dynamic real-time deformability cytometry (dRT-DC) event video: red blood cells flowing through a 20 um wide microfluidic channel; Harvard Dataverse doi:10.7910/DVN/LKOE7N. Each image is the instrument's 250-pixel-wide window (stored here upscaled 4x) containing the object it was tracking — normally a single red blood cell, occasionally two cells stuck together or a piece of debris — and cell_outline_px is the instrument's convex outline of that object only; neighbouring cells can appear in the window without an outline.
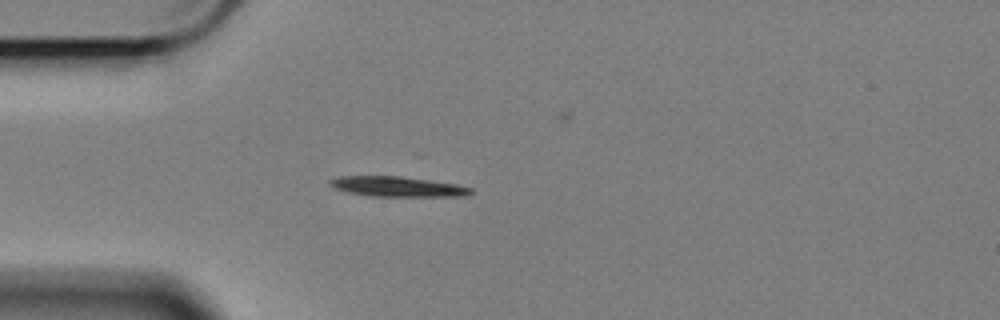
{"species": "Egyptian fruit bat (a non-hibernating species)", "species_latin": "Rousettus aegyptiacus", "temperature_condition": "cold", "stored_images_in_passage": 45, "camera_frame_rate_fps": 3000, "um_per_image_px": 0.085, "animal": {"sex": "female"}, "frame": {"image": 1, "passage_image": 1, "time_ms": 0.0, "image_size_px": [1000, 320], "cell_outline_px": [[472, 192], [464, 196], [372, 196], [352, 192], [336, 188], [328, 184], [332, 180], [340, 176], [400, 176], [456, 184], [472, 188]], "centroid_in_image_um": [33.83, 15.86], "position_along_channel_um": 51.2, "area_um2": 16.07}}
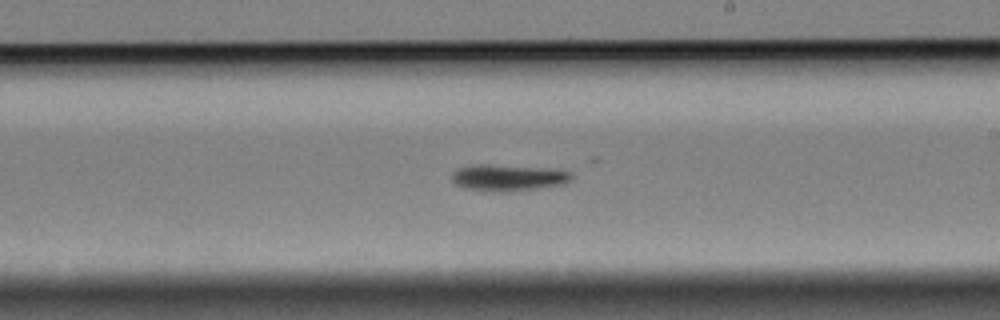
{"frame": {"image": 2, "passage_image": 19, "time_ms": 6.0, "image_size_px": [1000, 320], "cell_outline_px": [[572, 176], [564, 184], [504, 192], [496, 192], [464, 188], [456, 184], [452, 180], [452, 172], [456, 168], [472, 164], [484, 164], [544, 168], [572, 172]], "centroid_in_image_um": [43.11, 15.09], "position_along_channel_um": 245.9, "area_um2": 18.26}}
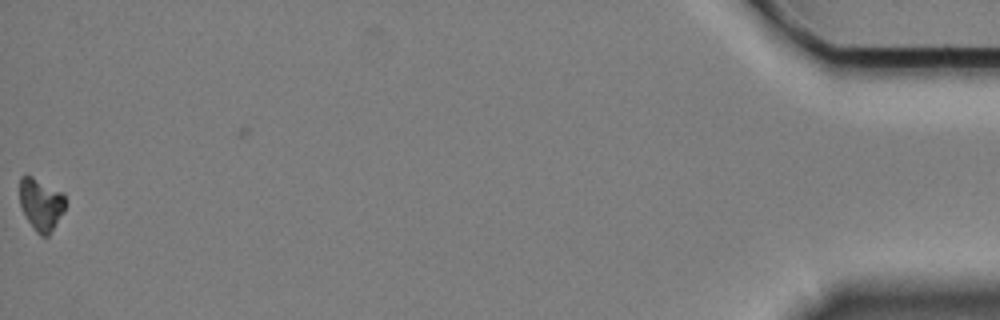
{"frame": {"image": 3, "passage_image": 44, "time_ms": 14.333, "image_size_px": [1000, 320], "cell_outline_px": [[68, 204], [48, 236], [40, 236], [36, 232], [28, 220], [20, 204], [20, 176], [32, 176], [64, 192]], "centroid_in_image_um": [3.53, 17.34], "position_along_channel_um": 431.7, "area_um2": 13.99}, "authors_computed_cell_mechanics": {"area_um2": 16.8198, "velocity_mm_per_s": 3.3893, "shape_relaxation_time_tau1_ms": 2.3039, "shape_relaxation_time_tau2_ms": 5.378, "deformation_change_tau1": 0.1128, "deformation_change_tau2": 0.0839}}